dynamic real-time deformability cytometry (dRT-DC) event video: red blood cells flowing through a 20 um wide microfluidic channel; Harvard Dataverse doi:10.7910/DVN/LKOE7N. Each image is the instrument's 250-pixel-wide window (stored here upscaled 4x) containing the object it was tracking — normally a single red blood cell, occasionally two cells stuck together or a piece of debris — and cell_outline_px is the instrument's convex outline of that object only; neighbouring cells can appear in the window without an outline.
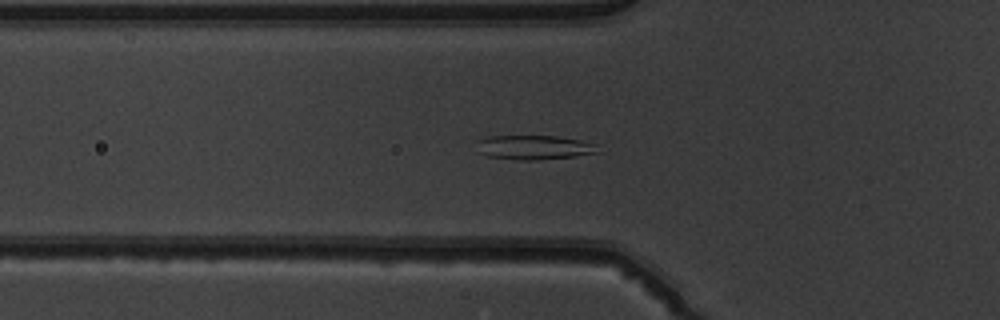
{"species": "common noctule bat (a hibernating species)", "species_latin": "Nyctalus noctula", "temperature_condition": "warm", "stored_images_in_passage": 41, "camera_frame_rate_fps": 3000, "um_per_image_px": 0.085, "animal": {"sex": "male", "body_mass_g": 19.5, "forearm_length_mm": 54.6}, "frame": {"image": 1, "passage_image": 8, "time_ms": 2.333, "image_size_px": [1000, 320], "cell_outline_px": [[600, 152], [576, 156], [536, 160], [520, 160], [488, 156], [476, 152], [476, 140], [488, 136], [556, 136], [580, 140], [596, 144]], "centroid_in_image_um": [45.35, 12.52], "position_along_channel_um": 80.5, "area_um2": 17.34}}
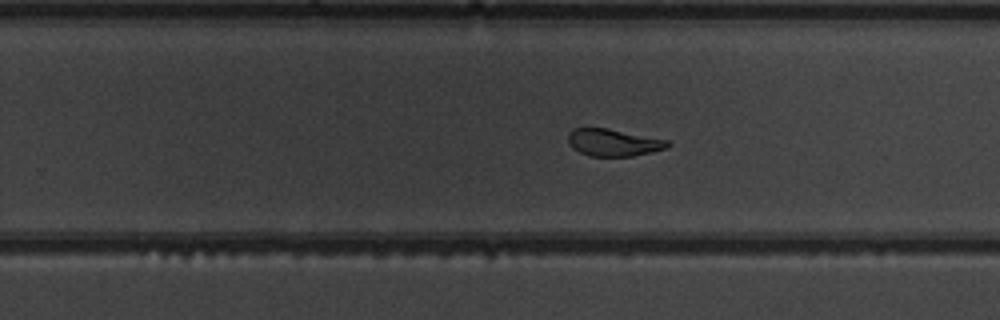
{"frame": {"image": 2, "passage_image": 23, "time_ms": 7.333, "image_size_px": [1000, 320], "cell_outline_px": [[672, 144], [664, 148], [652, 152], [632, 156], [592, 156], [580, 152], [572, 148], [568, 144], [568, 132], [572, 128], [608, 128], [668, 140]], "centroid_in_image_um": [52.11, 12.11], "position_along_channel_um": 277.7, "area_um2": 15.78}}
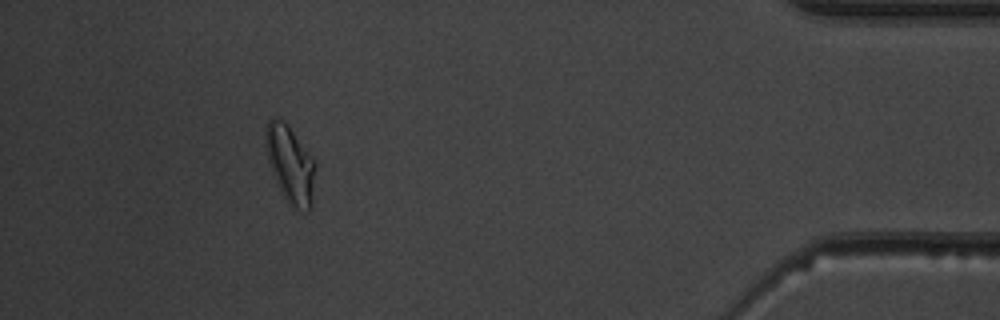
{"frame": {"image": 3, "passage_image": 37, "time_ms": 12.0, "image_size_px": [1000, 320], "cell_outline_px": [[316, 168], [312, 204], [308, 212], [292, 208], [284, 196], [272, 172], [268, 160], [264, 144], [264, 132], [268, 120], [280, 116], [288, 124], [316, 160]], "centroid_in_image_um": [24.69, 13.92], "position_along_channel_um": 410.5, "area_um2": 22.95}, "authors_computed_cell_mechanics": {"area_um2": 17.4556, "velocity_mm_per_s": 3.9433, "shape_relaxation_time_tau1_ms": 4.3787, "shape_relaxation_time_tau2_ms": 1.3169, "deformation_change_tau1": 0.1757, "deformation_change_tau2": 0.0865}}